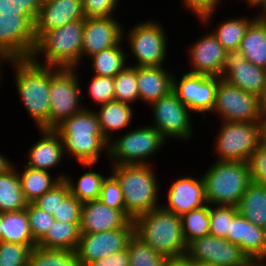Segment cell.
<instances>
[{"label":"cell","mask_w":266,"mask_h":266,"mask_svg":"<svg viewBox=\"0 0 266 266\" xmlns=\"http://www.w3.org/2000/svg\"><path fill=\"white\" fill-rule=\"evenodd\" d=\"M90 106L54 129L61 137L66 157L79 164H96L104 153L108 157V141L101 132L94 107Z\"/></svg>","instance_id":"6da1fadb"},{"label":"cell","mask_w":266,"mask_h":266,"mask_svg":"<svg viewBox=\"0 0 266 266\" xmlns=\"http://www.w3.org/2000/svg\"><path fill=\"white\" fill-rule=\"evenodd\" d=\"M15 87L21 104L37 129H49L50 76L57 67L43 66L31 59H11Z\"/></svg>","instance_id":"7a4b0ae2"},{"label":"cell","mask_w":266,"mask_h":266,"mask_svg":"<svg viewBox=\"0 0 266 266\" xmlns=\"http://www.w3.org/2000/svg\"><path fill=\"white\" fill-rule=\"evenodd\" d=\"M152 165L110 166L111 173L117 179L123 192L125 214L131 220L161 206L159 197L161 183L157 179L158 174H155Z\"/></svg>","instance_id":"3957f363"},{"label":"cell","mask_w":266,"mask_h":266,"mask_svg":"<svg viewBox=\"0 0 266 266\" xmlns=\"http://www.w3.org/2000/svg\"><path fill=\"white\" fill-rule=\"evenodd\" d=\"M134 234L167 258L184 256L187 250L181 217L161 206L133 219Z\"/></svg>","instance_id":"277c9868"},{"label":"cell","mask_w":266,"mask_h":266,"mask_svg":"<svg viewBox=\"0 0 266 266\" xmlns=\"http://www.w3.org/2000/svg\"><path fill=\"white\" fill-rule=\"evenodd\" d=\"M83 32L84 20H77L42 33L30 59L43 66L79 68Z\"/></svg>","instance_id":"5b68a950"},{"label":"cell","mask_w":266,"mask_h":266,"mask_svg":"<svg viewBox=\"0 0 266 266\" xmlns=\"http://www.w3.org/2000/svg\"><path fill=\"white\" fill-rule=\"evenodd\" d=\"M208 204L237 206L252 182L248 162L215 160L201 175Z\"/></svg>","instance_id":"8992f818"},{"label":"cell","mask_w":266,"mask_h":266,"mask_svg":"<svg viewBox=\"0 0 266 266\" xmlns=\"http://www.w3.org/2000/svg\"><path fill=\"white\" fill-rule=\"evenodd\" d=\"M128 31V32H127ZM166 32V33H165ZM123 41L129 48L128 57L135 58L136 67L165 66L168 52V35L158 20H140L130 30L123 28Z\"/></svg>","instance_id":"52a82bcc"},{"label":"cell","mask_w":266,"mask_h":266,"mask_svg":"<svg viewBox=\"0 0 266 266\" xmlns=\"http://www.w3.org/2000/svg\"><path fill=\"white\" fill-rule=\"evenodd\" d=\"M167 140L152 125L135 127L108 141V157L111 165H149Z\"/></svg>","instance_id":"ba28073f"},{"label":"cell","mask_w":266,"mask_h":266,"mask_svg":"<svg viewBox=\"0 0 266 266\" xmlns=\"http://www.w3.org/2000/svg\"><path fill=\"white\" fill-rule=\"evenodd\" d=\"M79 69L80 67L58 68L50 76L49 129H55L64 120L85 108L86 105L81 103L85 96L82 94L84 85L81 77H78Z\"/></svg>","instance_id":"9c48e42d"},{"label":"cell","mask_w":266,"mask_h":266,"mask_svg":"<svg viewBox=\"0 0 266 266\" xmlns=\"http://www.w3.org/2000/svg\"><path fill=\"white\" fill-rule=\"evenodd\" d=\"M213 150L218 161L248 162L261 145V122L221 121Z\"/></svg>","instance_id":"30bf717a"},{"label":"cell","mask_w":266,"mask_h":266,"mask_svg":"<svg viewBox=\"0 0 266 266\" xmlns=\"http://www.w3.org/2000/svg\"><path fill=\"white\" fill-rule=\"evenodd\" d=\"M148 107L153 117L150 125L155 127L166 140L179 139V142L185 143L194 138L193 113L178 99L173 90Z\"/></svg>","instance_id":"8fae6325"},{"label":"cell","mask_w":266,"mask_h":266,"mask_svg":"<svg viewBox=\"0 0 266 266\" xmlns=\"http://www.w3.org/2000/svg\"><path fill=\"white\" fill-rule=\"evenodd\" d=\"M220 121L261 122L264 113L258 96L243 91L219 77L211 114Z\"/></svg>","instance_id":"7c38bea8"},{"label":"cell","mask_w":266,"mask_h":266,"mask_svg":"<svg viewBox=\"0 0 266 266\" xmlns=\"http://www.w3.org/2000/svg\"><path fill=\"white\" fill-rule=\"evenodd\" d=\"M185 71L180 78L174 73L172 90L192 113L201 114L204 120L214 108L219 76Z\"/></svg>","instance_id":"4fadbf2b"},{"label":"cell","mask_w":266,"mask_h":266,"mask_svg":"<svg viewBox=\"0 0 266 266\" xmlns=\"http://www.w3.org/2000/svg\"><path fill=\"white\" fill-rule=\"evenodd\" d=\"M185 255L190 260L215 266H249L252 263L239 246L210 234L189 242Z\"/></svg>","instance_id":"5bb4252c"},{"label":"cell","mask_w":266,"mask_h":266,"mask_svg":"<svg viewBox=\"0 0 266 266\" xmlns=\"http://www.w3.org/2000/svg\"><path fill=\"white\" fill-rule=\"evenodd\" d=\"M36 43L34 24L24 15L0 14V50L11 59H30Z\"/></svg>","instance_id":"9a60e30c"},{"label":"cell","mask_w":266,"mask_h":266,"mask_svg":"<svg viewBox=\"0 0 266 266\" xmlns=\"http://www.w3.org/2000/svg\"><path fill=\"white\" fill-rule=\"evenodd\" d=\"M134 234L131 220L125 227L100 233L80 234L76 249L80 266L100 260L127 247L129 238Z\"/></svg>","instance_id":"2e32d148"},{"label":"cell","mask_w":266,"mask_h":266,"mask_svg":"<svg viewBox=\"0 0 266 266\" xmlns=\"http://www.w3.org/2000/svg\"><path fill=\"white\" fill-rule=\"evenodd\" d=\"M220 78L260 97L266 84V69L253 65L239 49H233L226 51Z\"/></svg>","instance_id":"e0dca14e"},{"label":"cell","mask_w":266,"mask_h":266,"mask_svg":"<svg viewBox=\"0 0 266 266\" xmlns=\"http://www.w3.org/2000/svg\"><path fill=\"white\" fill-rule=\"evenodd\" d=\"M113 17L84 19V32L81 50V63L84 58L118 45L123 40V24Z\"/></svg>","instance_id":"ac0fdd59"},{"label":"cell","mask_w":266,"mask_h":266,"mask_svg":"<svg viewBox=\"0 0 266 266\" xmlns=\"http://www.w3.org/2000/svg\"><path fill=\"white\" fill-rule=\"evenodd\" d=\"M199 176H196V178L192 175L181 176L170 182L168 193L165 194L167 199L164 202L165 204H161V207L181 217L193 209L208 204L204 181L201 175Z\"/></svg>","instance_id":"d6986e66"},{"label":"cell","mask_w":266,"mask_h":266,"mask_svg":"<svg viewBox=\"0 0 266 266\" xmlns=\"http://www.w3.org/2000/svg\"><path fill=\"white\" fill-rule=\"evenodd\" d=\"M188 48V59L191 64L188 65V72L220 77L226 50L211 31L208 30L204 36L193 41Z\"/></svg>","instance_id":"ffe728a7"},{"label":"cell","mask_w":266,"mask_h":266,"mask_svg":"<svg viewBox=\"0 0 266 266\" xmlns=\"http://www.w3.org/2000/svg\"><path fill=\"white\" fill-rule=\"evenodd\" d=\"M225 238L239 246L251 262H266V229L254 225L239 212L230 221Z\"/></svg>","instance_id":"44dd1931"},{"label":"cell","mask_w":266,"mask_h":266,"mask_svg":"<svg viewBox=\"0 0 266 266\" xmlns=\"http://www.w3.org/2000/svg\"><path fill=\"white\" fill-rule=\"evenodd\" d=\"M130 221L123 211L111 208L99 199L87 201L82 205L80 234L121 229Z\"/></svg>","instance_id":"7402d4cb"},{"label":"cell","mask_w":266,"mask_h":266,"mask_svg":"<svg viewBox=\"0 0 266 266\" xmlns=\"http://www.w3.org/2000/svg\"><path fill=\"white\" fill-rule=\"evenodd\" d=\"M81 0H47L41 3L34 24L36 39L46 31L84 20Z\"/></svg>","instance_id":"603a6c76"},{"label":"cell","mask_w":266,"mask_h":266,"mask_svg":"<svg viewBox=\"0 0 266 266\" xmlns=\"http://www.w3.org/2000/svg\"><path fill=\"white\" fill-rule=\"evenodd\" d=\"M40 132L39 140L34 142L28 152L25 154L26 166L39 169L52 171L56 170L59 165L66 159L63 143L60 135L54 129H38ZM65 158V159H64ZM61 163V164H60Z\"/></svg>","instance_id":"cb8c5ba5"},{"label":"cell","mask_w":266,"mask_h":266,"mask_svg":"<svg viewBox=\"0 0 266 266\" xmlns=\"http://www.w3.org/2000/svg\"><path fill=\"white\" fill-rule=\"evenodd\" d=\"M172 70L165 66L137 67L140 100L148 106L168 94L173 87Z\"/></svg>","instance_id":"d4e9b609"},{"label":"cell","mask_w":266,"mask_h":266,"mask_svg":"<svg viewBox=\"0 0 266 266\" xmlns=\"http://www.w3.org/2000/svg\"><path fill=\"white\" fill-rule=\"evenodd\" d=\"M96 108L94 111L98 117L101 132L107 141L114 137V133L118 134L128 128L127 126H130L134 119L132 105L126 103L112 101Z\"/></svg>","instance_id":"484cf974"},{"label":"cell","mask_w":266,"mask_h":266,"mask_svg":"<svg viewBox=\"0 0 266 266\" xmlns=\"http://www.w3.org/2000/svg\"><path fill=\"white\" fill-rule=\"evenodd\" d=\"M22 167L23 169H19L17 166V171L24 197L28 203L34 202L51 190L67 175L64 171L54 176L50 171L33 169L26 165Z\"/></svg>","instance_id":"4316f807"},{"label":"cell","mask_w":266,"mask_h":266,"mask_svg":"<svg viewBox=\"0 0 266 266\" xmlns=\"http://www.w3.org/2000/svg\"><path fill=\"white\" fill-rule=\"evenodd\" d=\"M238 49L253 65L266 69V21L255 19Z\"/></svg>","instance_id":"83f0119b"},{"label":"cell","mask_w":266,"mask_h":266,"mask_svg":"<svg viewBox=\"0 0 266 266\" xmlns=\"http://www.w3.org/2000/svg\"><path fill=\"white\" fill-rule=\"evenodd\" d=\"M237 209L254 225L266 229V186L251 182Z\"/></svg>","instance_id":"f1b7e54d"},{"label":"cell","mask_w":266,"mask_h":266,"mask_svg":"<svg viewBox=\"0 0 266 266\" xmlns=\"http://www.w3.org/2000/svg\"><path fill=\"white\" fill-rule=\"evenodd\" d=\"M80 238V223L54 221L37 246L47 249L76 251Z\"/></svg>","instance_id":"f546056e"},{"label":"cell","mask_w":266,"mask_h":266,"mask_svg":"<svg viewBox=\"0 0 266 266\" xmlns=\"http://www.w3.org/2000/svg\"><path fill=\"white\" fill-rule=\"evenodd\" d=\"M123 40L116 46L104 49L99 53H96L89 57L91 64L90 73L93 75L103 77H114L118 74L128 63H127V51L126 45L123 44ZM125 47H124V46Z\"/></svg>","instance_id":"4dcf8cb0"},{"label":"cell","mask_w":266,"mask_h":266,"mask_svg":"<svg viewBox=\"0 0 266 266\" xmlns=\"http://www.w3.org/2000/svg\"><path fill=\"white\" fill-rule=\"evenodd\" d=\"M15 164L6 173L0 174V212H15L27 208Z\"/></svg>","instance_id":"1f68e13d"},{"label":"cell","mask_w":266,"mask_h":266,"mask_svg":"<svg viewBox=\"0 0 266 266\" xmlns=\"http://www.w3.org/2000/svg\"><path fill=\"white\" fill-rule=\"evenodd\" d=\"M2 242H13L22 245H37L33 239L28 215L25 209L2 213Z\"/></svg>","instance_id":"d6a6232c"},{"label":"cell","mask_w":266,"mask_h":266,"mask_svg":"<svg viewBox=\"0 0 266 266\" xmlns=\"http://www.w3.org/2000/svg\"><path fill=\"white\" fill-rule=\"evenodd\" d=\"M92 169L86 171L77 180L73 179L72 175H66L65 181L68 183L70 193L75 196L81 203L99 199L103 180L106 178L103 173L94 171L95 164H80Z\"/></svg>","instance_id":"836d02e7"},{"label":"cell","mask_w":266,"mask_h":266,"mask_svg":"<svg viewBox=\"0 0 266 266\" xmlns=\"http://www.w3.org/2000/svg\"><path fill=\"white\" fill-rule=\"evenodd\" d=\"M255 19L256 17L249 18L245 15L232 17V19L225 18V20L220 21V24H216V28L210 31L226 51L238 49L247 28Z\"/></svg>","instance_id":"e575fe53"},{"label":"cell","mask_w":266,"mask_h":266,"mask_svg":"<svg viewBox=\"0 0 266 266\" xmlns=\"http://www.w3.org/2000/svg\"><path fill=\"white\" fill-rule=\"evenodd\" d=\"M28 266H80V262L74 250L35 246L30 253Z\"/></svg>","instance_id":"d590c367"},{"label":"cell","mask_w":266,"mask_h":266,"mask_svg":"<svg viewBox=\"0 0 266 266\" xmlns=\"http://www.w3.org/2000/svg\"><path fill=\"white\" fill-rule=\"evenodd\" d=\"M114 101L132 105L140 100L137 86V67L129 63L114 76Z\"/></svg>","instance_id":"8d00e7d4"},{"label":"cell","mask_w":266,"mask_h":266,"mask_svg":"<svg viewBox=\"0 0 266 266\" xmlns=\"http://www.w3.org/2000/svg\"><path fill=\"white\" fill-rule=\"evenodd\" d=\"M185 242L210 234L209 204L193 209L181 216Z\"/></svg>","instance_id":"74e56055"},{"label":"cell","mask_w":266,"mask_h":266,"mask_svg":"<svg viewBox=\"0 0 266 266\" xmlns=\"http://www.w3.org/2000/svg\"><path fill=\"white\" fill-rule=\"evenodd\" d=\"M129 266H166L167 257L158 254L139 237L133 234L127 243Z\"/></svg>","instance_id":"f35d334b"},{"label":"cell","mask_w":266,"mask_h":266,"mask_svg":"<svg viewBox=\"0 0 266 266\" xmlns=\"http://www.w3.org/2000/svg\"><path fill=\"white\" fill-rule=\"evenodd\" d=\"M237 213V206L209 204L210 235L225 238Z\"/></svg>","instance_id":"ab89813d"},{"label":"cell","mask_w":266,"mask_h":266,"mask_svg":"<svg viewBox=\"0 0 266 266\" xmlns=\"http://www.w3.org/2000/svg\"><path fill=\"white\" fill-rule=\"evenodd\" d=\"M37 245L0 242V266H28L32 249Z\"/></svg>","instance_id":"60d3db41"},{"label":"cell","mask_w":266,"mask_h":266,"mask_svg":"<svg viewBox=\"0 0 266 266\" xmlns=\"http://www.w3.org/2000/svg\"><path fill=\"white\" fill-rule=\"evenodd\" d=\"M89 82L87 95L92 98L96 106L114 101V77L92 75Z\"/></svg>","instance_id":"b9f144b4"},{"label":"cell","mask_w":266,"mask_h":266,"mask_svg":"<svg viewBox=\"0 0 266 266\" xmlns=\"http://www.w3.org/2000/svg\"><path fill=\"white\" fill-rule=\"evenodd\" d=\"M40 7V0H0L1 15H24L33 24H35Z\"/></svg>","instance_id":"7bdbcfd3"},{"label":"cell","mask_w":266,"mask_h":266,"mask_svg":"<svg viewBox=\"0 0 266 266\" xmlns=\"http://www.w3.org/2000/svg\"><path fill=\"white\" fill-rule=\"evenodd\" d=\"M70 194L68 183L63 179L51 190L32 202L37 208L44 210L46 213L53 215L59 204Z\"/></svg>","instance_id":"ee69618b"},{"label":"cell","mask_w":266,"mask_h":266,"mask_svg":"<svg viewBox=\"0 0 266 266\" xmlns=\"http://www.w3.org/2000/svg\"><path fill=\"white\" fill-rule=\"evenodd\" d=\"M182 6L187 11L194 14L201 25L210 26L212 24L214 13L217 12L219 5H222V0H182Z\"/></svg>","instance_id":"f6af8a7d"},{"label":"cell","mask_w":266,"mask_h":266,"mask_svg":"<svg viewBox=\"0 0 266 266\" xmlns=\"http://www.w3.org/2000/svg\"><path fill=\"white\" fill-rule=\"evenodd\" d=\"M29 219V225L33 239L38 242L54 223L53 215L37 208L33 203H28L25 209Z\"/></svg>","instance_id":"bcb514c9"},{"label":"cell","mask_w":266,"mask_h":266,"mask_svg":"<svg viewBox=\"0 0 266 266\" xmlns=\"http://www.w3.org/2000/svg\"><path fill=\"white\" fill-rule=\"evenodd\" d=\"M99 200L105 205L125 213L122 189L111 173L103 180Z\"/></svg>","instance_id":"7dc6e473"},{"label":"cell","mask_w":266,"mask_h":266,"mask_svg":"<svg viewBox=\"0 0 266 266\" xmlns=\"http://www.w3.org/2000/svg\"><path fill=\"white\" fill-rule=\"evenodd\" d=\"M121 0H81L85 18L113 17Z\"/></svg>","instance_id":"c3c4849f"},{"label":"cell","mask_w":266,"mask_h":266,"mask_svg":"<svg viewBox=\"0 0 266 266\" xmlns=\"http://www.w3.org/2000/svg\"><path fill=\"white\" fill-rule=\"evenodd\" d=\"M82 205L83 203L70 193L62 204H59L53 217L60 222L80 223Z\"/></svg>","instance_id":"681fc988"},{"label":"cell","mask_w":266,"mask_h":266,"mask_svg":"<svg viewBox=\"0 0 266 266\" xmlns=\"http://www.w3.org/2000/svg\"><path fill=\"white\" fill-rule=\"evenodd\" d=\"M252 182L266 186V147L260 145L248 160Z\"/></svg>","instance_id":"f907efd6"},{"label":"cell","mask_w":266,"mask_h":266,"mask_svg":"<svg viewBox=\"0 0 266 266\" xmlns=\"http://www.w3.org/2000/svg\"><path fill=\"white\" fill-rule=\"evenodd\" d=\"M130 257L127 247L124 250L105 256L100 260H96L85 264L84 266H129Z\"/></svg>","instance_id":"816d5d0a"},{"label":"cell","mask_w":266,"mask_h":266,"mask_svg":"<svg viewBox=\"0 0 266 266\" xmlns=\"http://www.w3.org/2000/svg\"><path fill=\"white\" fill-rule=\"evenodd\" d=\"M166 266H192L191 260L186 256L168 258Z\"/></svg>","instance_id":"f5cc1de1"},{"label":"cell","mask_w":266,"mask_h":266,"mask_svg":"<svg viewBox=\"0 0 266 266\" xmlns=\"http://www.w3.org/2000/svg\"><path fill=\"white\" fill-rule=\"evenodd\" d=\"M14 166V163L11 162V159L8 156L3 155L0 152V174L6 173Z\"/></svg>","instance_id":"db71d44e"},{"label":"cell","mask_w":266,"mask_h":266,"mask_svg":"<svg viewBox=\"0 0 266 266\" xmlns=\"http://www.w3.org/2000/svg\"><path fill=\"white\" fill-rule=\"evenodd\" d=\"M9 60L10 59L4 53H0V85H1L2 80H4V78H3L4 77L3 65H7ZM0 88H1V86H0Z\"/></svg>","instance_id":"11a10c76"},{"label":"cell","mask_w":266,"mask_h":266,"mask_svg":"<svg viewBox=\"0 0 266 266\" xmlns=\"http://www.w3.org/2000/svg\"><path fill=\"white\" fill-rule=\"evenodd\" d=\"M261 144L266 147V115L261 120Z\"/></svg>","instance_id":"9f6ffc18"},{"label":"cell","mask_w":266,"mask_h":266,"mask_svg":"<svg viewBox=\"0 0 266 266\" xmlns=\"http://www.w3.org/2000/svg\"><path fill=\"white\" fill-rule=\"evenodd\" d=\"M261 12H260V11ZM259 11V12H258ZM254 13H259V14H255L256 19L258 20H263L266 21V0L265 2L262 4V6L260 7V9H258L256 12Z\"/></svg>","instance_id":"6f0895ef"},{"label":"cell","mask_w":266,"mask_h":266,"mask_svg":"<svg viewBox=\"0 0 266 266\" xmlns=\"http://www.w3.org/2000/svg\"><path fill=\"white\" fill-rule=\"evenodd\" d=\"M259 99L262 112L264 113V115H266V84Z\"/></svg>","instance_id":"680465c9"},{"label":"cell","mask_w":266,"mask_h":266,"mask_svg":"<svg viewBox=\"0 0 266 266\" xmlns=\"http://www.w3.org/2000/svg\"><path fill=\"white\" fill-rule=\"evenodd\" d=\"M244 2L247 3V6L258 9V7L260 8L262 6L265 0H245Z\"/></svg>","instance_id":"91938a15"},{"label":"cell","mask_w":266,"mask_h":266,"mask_svg":"<svg viewBox=\"0 0 266 266\" xmlns=\"http://www.w3.org/2000/svg\"><path fill=\"white\" fill-rule=\"evenodd\" d=\"M192 266H215L207 262L191 260Z\"/></svg>","instance_id":"94428289"},{"label":"cell","mask_w":266,"mask_h":266,"mask_svg":"<svg viewBox=\"0 0 266 266\" xmlns=\"http://www.w3.org/2000/svg\"><path fill=\"white\" fill-rule=\"evenodd\" d=\"M249 266H266V262H252Z\"/></svg>","instance_id":"6125c7cd"},{"label":"cell","mask_w":266,"mask_h":266,"mask_svg":"<svg viewBox=\"0 0 266 266\" xmlns=\"http://www.w3.org/2000/svg\"><path fill=\"white\" fill-rule=\"evenodd\" d=\"M1 224H2V213L0 212V242H1V239H2Z\"/></svg>","instance_id":"be15d7a7"}]
</instances>
